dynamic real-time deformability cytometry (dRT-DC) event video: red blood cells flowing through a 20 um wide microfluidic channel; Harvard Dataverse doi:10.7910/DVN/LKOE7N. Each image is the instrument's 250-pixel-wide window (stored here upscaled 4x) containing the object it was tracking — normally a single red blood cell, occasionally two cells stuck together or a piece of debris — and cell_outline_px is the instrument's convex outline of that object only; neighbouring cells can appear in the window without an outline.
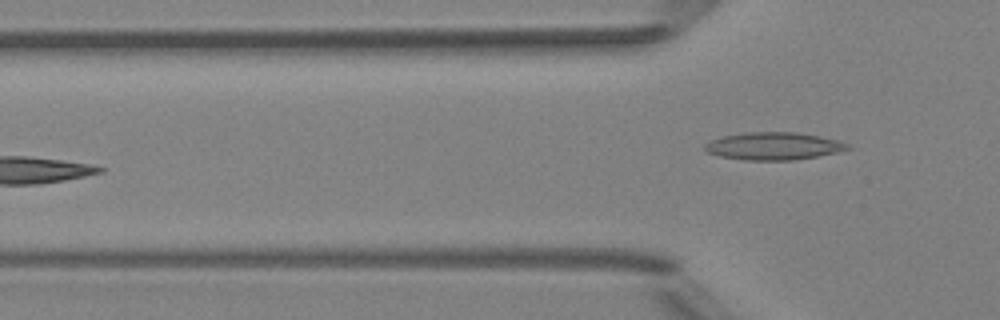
{"species": "Egyptian fruit bat (a non-hibernating species)", "species_latin": "Rousettus aegyptiacus", "temperature_condition": "room temperature", "stored_images_in_passage": 5, "camera_frame_rate_fps": 3000, "um_per_image_px": 0.085, "animal": {"sex": "female"}, "frame": {"image": 1, "passage_image": 5, "time_ms": 5.0, "image_size_px": [1000, 320], "cell_outline_px": [[852, 148], [840, 152], [792, 160], [744, 160], [720, 156], [708, 152], [704, 148], [704, 144], [712, 140], [724, 136], [748, 132], [796, 132], [820, 136], [836, 140], [848, 144]], "centroid_in_image_um": [65.77, 12.42], "position_along_channel_um": 60.0, "area_um2": 22.77}}